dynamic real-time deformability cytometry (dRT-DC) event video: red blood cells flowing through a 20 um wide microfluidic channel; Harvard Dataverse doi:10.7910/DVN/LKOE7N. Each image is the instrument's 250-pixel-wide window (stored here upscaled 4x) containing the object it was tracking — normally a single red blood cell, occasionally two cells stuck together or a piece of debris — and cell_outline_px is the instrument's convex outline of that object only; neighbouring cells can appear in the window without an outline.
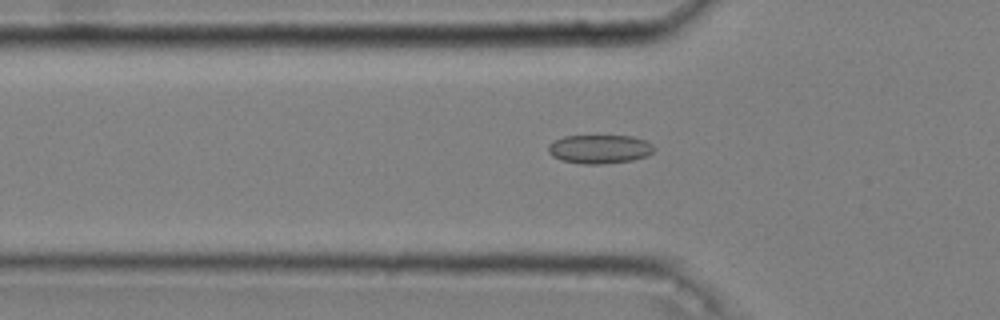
{"species": "common noctule bat (a hibernating species)", "species_latin": "Nyctalus noctula", "temperature_condition": "cold", "stored_images_in_passage": 41, "camera_frame_rate_fps": 3000, "um_per_image_px": 0.085, "animal": {"sex": "male", "body_mass_g": 20.4}, "frame": {"image": 1, "passage_image": 8, "time_ms": 2.333, "image_size_px": [1000, 320], "cell_outline_px": [[656, 148], [652, 152], [644, 156], [632, 160], [600, 164], [584, 164], [560, 160], [552, 156], [548, 152], [548, 144], [564, 136], [632, 136], [644, 140], [652, 144]], "centroid_in_image_um": [50.94, 12.67], "position_along_channel_um": 74.9, "area_um2": 17.63}}
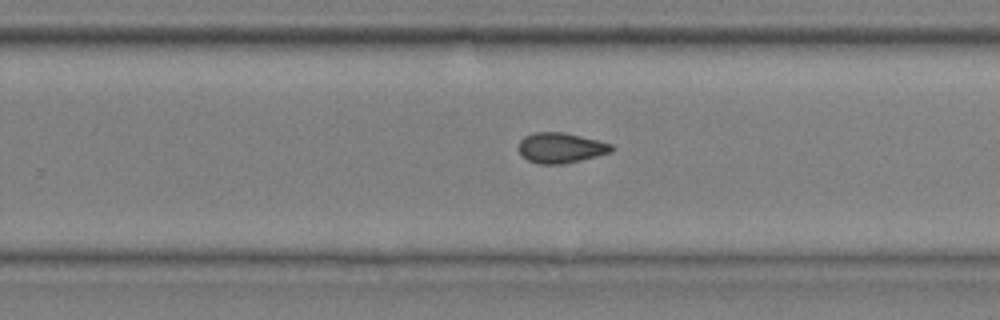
{"frame": {"image": 2, "passage_image": 25, "time_ms": 8.0, "image_size_px": [1000, 320], "cell_outline_px": [[616, 148], [612, 152], [564, 164], [536, 164], [520, 156], [520, 140], [524, 136], [532, 132], [564, 132], [600, 140], [612, 144]], "centroid_in_image_um": [47.68, 12.56], "position_along_channel_um": 282.1, "area_um2": 16.65}}
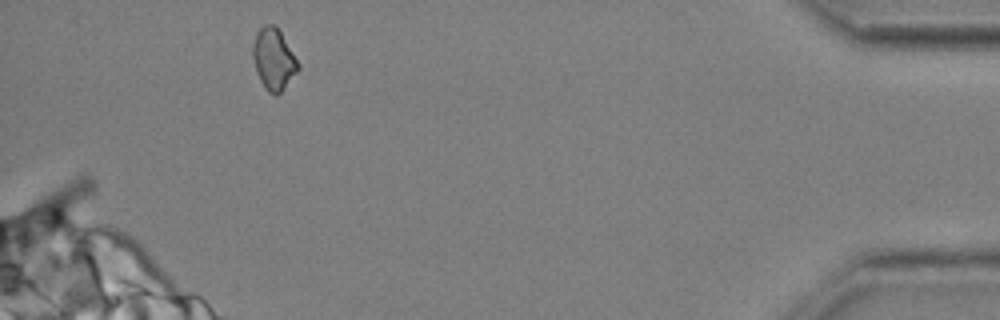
{"frame": {"image": 3, "passage_image": 40, "time_ms": 13.0, "image_size_px": [1000, 320], "cell_outline_px": [[300, 68], [284, 88], [276, 96], [268, 92], [260, 80], [256, 72], [252, 56], [252, 44], [256, 32], [264, 24], [276, 24], [300, 64]], "centroid_in_image_um": [23.25, 5.0], "position_along_channel_um": 412.0, "area_um2": 16.36}, "authors_computed_cell_mechanics": {"area_um2": 16.6464, "velocity_mm_per_s": 3.6584, "shape_relaxation_time_tau1_ms": 11.3038, "shape_relaxation_time_tau2_ms": 6.1573, "deformation_change_tau1": 0.1356, "deformation_change_tau2": 0.1082}}